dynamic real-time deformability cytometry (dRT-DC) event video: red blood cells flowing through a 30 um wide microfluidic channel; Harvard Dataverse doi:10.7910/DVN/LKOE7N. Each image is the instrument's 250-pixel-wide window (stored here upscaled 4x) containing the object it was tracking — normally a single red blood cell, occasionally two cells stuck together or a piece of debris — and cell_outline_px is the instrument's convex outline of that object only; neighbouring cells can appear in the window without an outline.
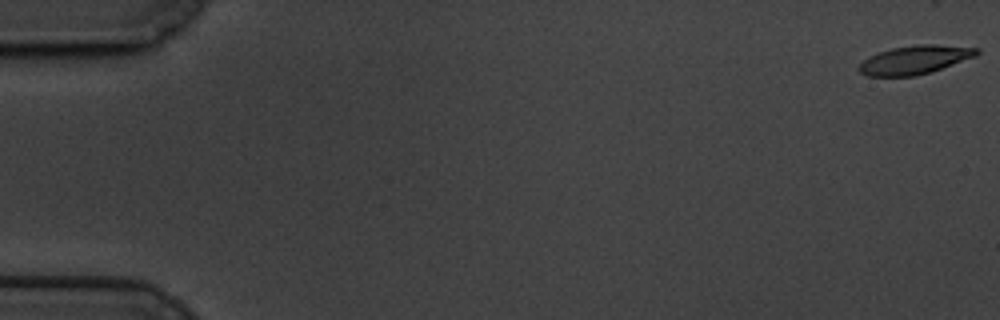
{"species": "common noctule bat (a hibernating species)", "species_latin": "Nyctalus noctula", "temperature_condition": "cold", "stored_images_in_passage": 61, "camera_frame_rate_fps": 3000, "um_per_image_px": 0.085, "animal": {"sex": "male", "body_mass_g": 19.5, "forearm_length_mm": 54.6}, "frame": {"image": 1, "passage_image": 1, "time_ms": 0.0, "image_size_px": [1000, 320], "cell_outline_px": [[980, 52], [976, 56], [916, 76], [868, 76], [860, 72], [856, 68], [868, 56], [892, 48], [920, 44], [936, 44], [980, 48]], "centroid_in_image_um": [77.74, 5.08], "position_along_channel_um": 7.3, "area_um2": 19.42}}
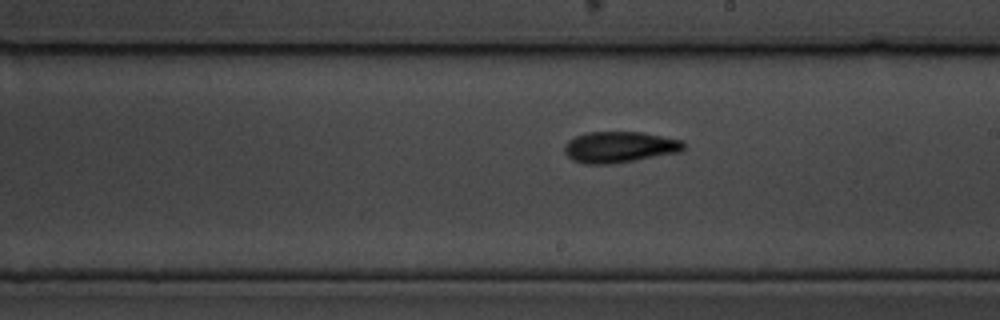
{"frame": {"image": 2, "passage_image": 35, "time_ms": 11.333, "image_size_px": [1000, 320], "cell_outline_px": [[684, 148], [680, 152], [636, 160], [612, 164], [588, 164], [572, 160], [564, 152], [564, 144], [568, 140], [576, 136], [588, 132], [640, 132], [684, 140]], "centroid_in_image_um": [52.65, 12.5], "position_along_channel_um": 236.3, "area_um2": 21.68}}
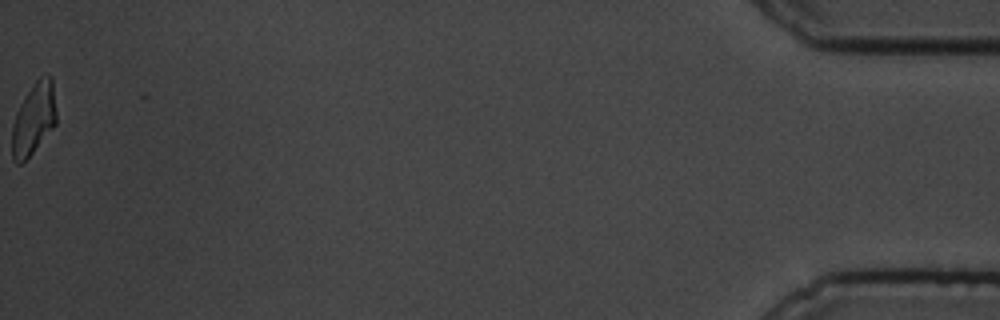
{"frame": {"image": 3, "passage_image": 61, "time_ms": 20.0, "image_size_px": [1000, 320], "cell_outline_px": [[56, 124], [32, 152], [20, 164], [16, 164], [12, 160], [12, 124], [16, 112], [20, 104], [32, 84], [40, 76], [48, 72], [52, 76], [56, 112]], "centroid_in_image_um": [2.86, 10.05], "position_along_channel_um": 432.3, "area_um2": 18.61}, "authors_computed_cell_mechanics": {"area_um2": 19.941, "velocity_mm_per_s": 3.3668, "shape_relaxation_time_tau1_ms": 4.4015, "shape_relaxation_time_tau2_ms": 2.733, "deformation_change_tau1": 0.1596, "deformation_change_tau2": 0.1021}}